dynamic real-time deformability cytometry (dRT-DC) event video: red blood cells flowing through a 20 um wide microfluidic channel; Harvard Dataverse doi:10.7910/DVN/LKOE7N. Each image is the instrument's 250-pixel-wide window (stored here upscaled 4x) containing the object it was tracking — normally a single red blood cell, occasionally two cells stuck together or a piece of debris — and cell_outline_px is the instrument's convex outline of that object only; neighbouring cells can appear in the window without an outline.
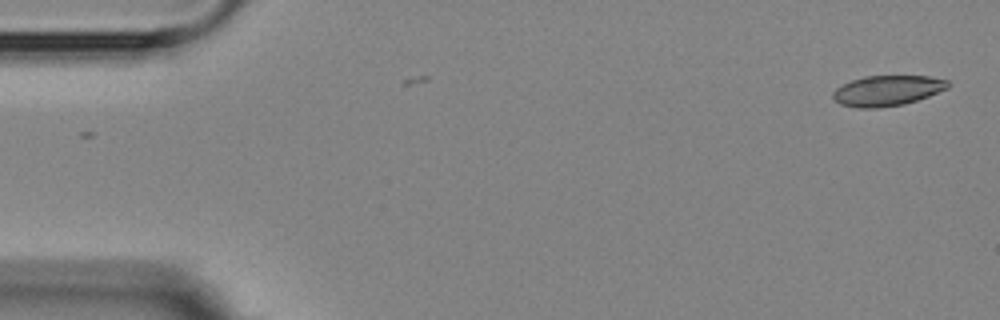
{"species": "Egyptian fruit bat (a non-hibernating species)", "species_latin": "Rousettus aegyptiacus", "temperature_condition": "room temperature", "stored_images_in_passage": 4, "camera_frame_rate_fps": 3000, "um_per_image_px": 0.085, "animal": {"sex": "female"}, "frame": {"image": 1, "passage_image": 1, "time_ms": 0.0, "image_size_px": [1000, 320], "cell_outline_px": [[948, 88], [928, 96], [904, 104], [876, 108], [860, 108], [840, 104], [832, 96], [832, 92], [836, 88], [852, 80], [864, 76], [928, 76], [948, 80]], "centroid_in_image_um": [75.4, 7.7], "position_along_channel_um": 9.6, "area_um2": 20.17}}